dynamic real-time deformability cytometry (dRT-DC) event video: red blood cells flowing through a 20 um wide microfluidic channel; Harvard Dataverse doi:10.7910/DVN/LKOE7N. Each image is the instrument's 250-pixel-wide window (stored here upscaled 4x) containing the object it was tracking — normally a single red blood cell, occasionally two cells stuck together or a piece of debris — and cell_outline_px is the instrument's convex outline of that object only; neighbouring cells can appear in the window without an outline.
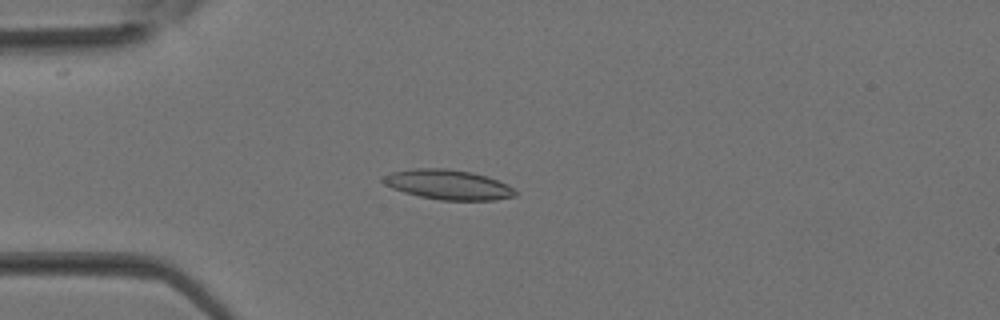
{"species": "Egyptian fruit bat (a non-hibernating species)", "species_latin": "Rousettus aegyptiacus", "temperature_condition": "room temperature", "stored_images_in_passage": 37, "camera_frame_rate_fps": 3000, "um_per_image_px": 0.085, "animal": {"sex": "female"}, "frame": {"image": 1, "passage_image": 10, "time_ms": 3.0, "image_size_px": [1000, 320], "cell_outline_px": [[516, 196], [496, 200], [440, 200], [420, 196], [404, 192], [392, 188], [384, 184], [380, 180], [380, 176], [392, 172], [412, 168], [448, 168], [472, 172], [488, 176], [508, 184], [516, 192]], "centroid_in_image_um": [38.07, 15.68], "position_along_channel_um": 46.9, "area_um2": 23.24}}
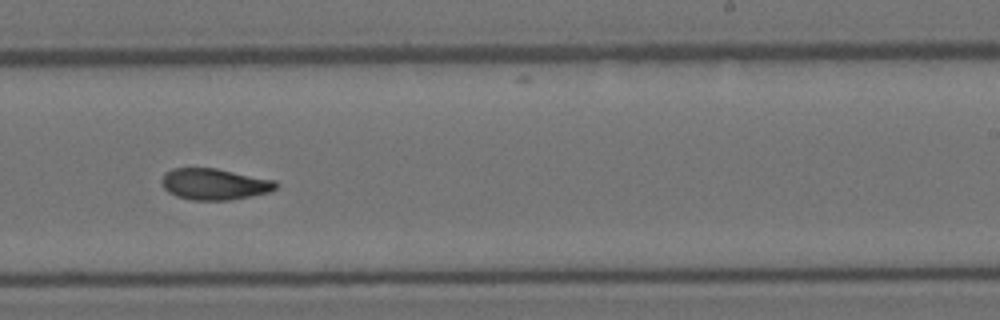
{"frame": {"image": 2, "passage_image": 23, "time_ms": 7.333, "image_size_px": [1000, 320], "cell_outline_px": [[280, 184], [276, 188], [268, 192], [252, 196], [232, 200], [192, 200], [176, 196], [168, 192], [164, 188], [160, 180], [164, 172], [172, 168], [216, 168], [276, 180]], "centroid_in_image_um": [18.22, 15.65], "position_along_channel_um": 270.8, "area_um2": 21.1}}
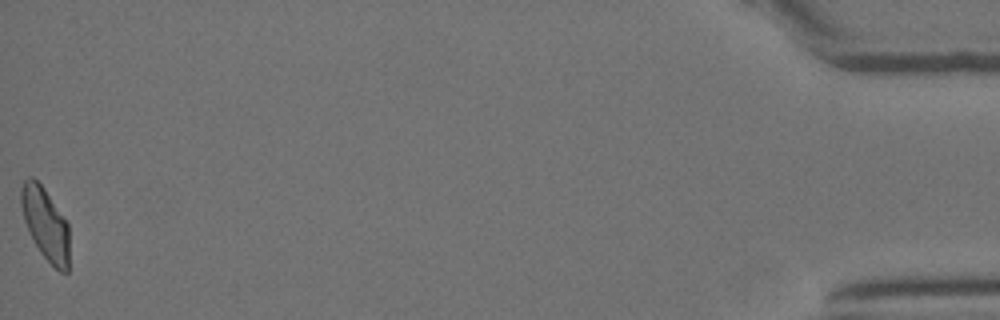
{"frame": {"image": 3, "passage_image": 37, "time_ms": 12.0, "image_size_px": [1000, 320], "cell_outline_px": [[68, 272], [60, 272], [40, 252], [28, 232], [24, 220], [20, 204], [20, 188], [24, 180], [28, 176], [32, 176], [44, 188], [68, 224]], "centroid_in_image_um": [3.82, 19.0], "position_along_channel_um": 431.4, "area_um2": 20.17}}